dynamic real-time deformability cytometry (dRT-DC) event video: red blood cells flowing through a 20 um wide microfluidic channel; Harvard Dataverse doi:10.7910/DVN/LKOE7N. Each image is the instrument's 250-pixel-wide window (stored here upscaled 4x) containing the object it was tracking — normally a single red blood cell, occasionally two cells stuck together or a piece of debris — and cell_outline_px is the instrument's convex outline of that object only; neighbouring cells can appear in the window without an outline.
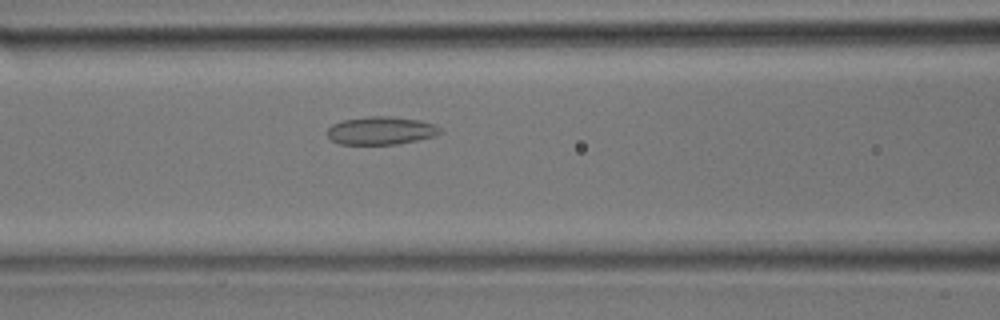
{"species": "common noctule bat (a hibernating species)", "species_latin": "Nyctalus noctula", "temperature_condition": "room temperature", "stored_images_in_passage": 24, "camera_frame_rate_fps": 3000, "um_per_image_px": 0.085, "animal": {"sex": "male", "body_mass_g": 17.9}, "frame": {"image": 1, "passage_image": 5, "time_ms": 1.333, "image_size_px": [1000, 320], "cell_outline_px": [[444, 132], [436, 136], [396, 144], [340, 144], [332, 140], [328, 136], [328, 128], [332, 124], [344, 120], [372, 116], [392, 116], [420, 120], [436, 124]], "centroid_in_image_um": [32.44, 11.1], "position_along_channel_um": 134.2, "area_um2": 18.44}}
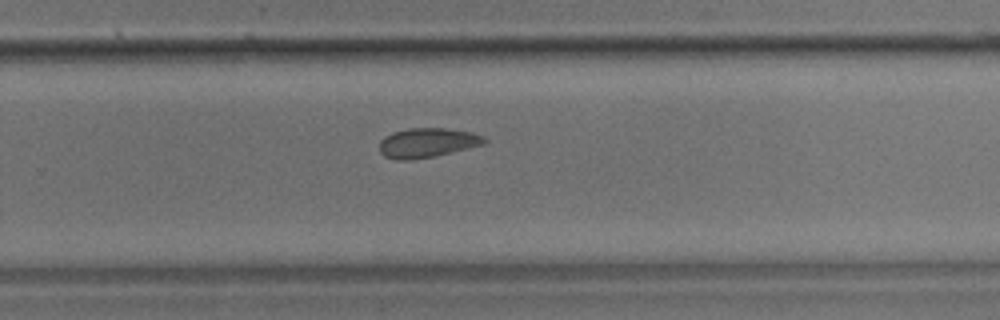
{"frame": {"image": 2, "passage_image": 13, "time_ms": 4.0, "image_size_px": [1000, 320], "cell_outline_px": [[488, 140], [484, 144], [436, 156], [408, 160], [396, 160], [384, 156], [380, 152], [380, 140], [384, 136], [392, 132], [408, 128], [444, 128], [472, 132], [484, 136]], "centroid_in_image_um": [36.31, 12.13], "position_along_channel_um": 293.5, "area_um2": 18.15}}
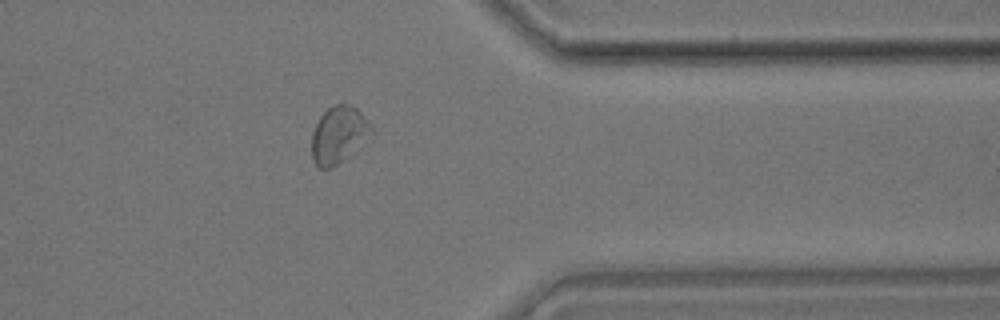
{"frame": {"image": 3, "passage_image": 18, "time_ms": 5.667, "image_size_px": [1000, 320], "cell_outline_px": [[376, 132], [336, 164], [328, 168], [320, 168], [312, 160], [312, 132], [320, 116], [332, 104], [348, 104], [356, 108], [360, 112]], "centroid_in_image_um": [28.78, 11.42], "position_along_channel_um": 382.6, "area_um2": 19.42}}